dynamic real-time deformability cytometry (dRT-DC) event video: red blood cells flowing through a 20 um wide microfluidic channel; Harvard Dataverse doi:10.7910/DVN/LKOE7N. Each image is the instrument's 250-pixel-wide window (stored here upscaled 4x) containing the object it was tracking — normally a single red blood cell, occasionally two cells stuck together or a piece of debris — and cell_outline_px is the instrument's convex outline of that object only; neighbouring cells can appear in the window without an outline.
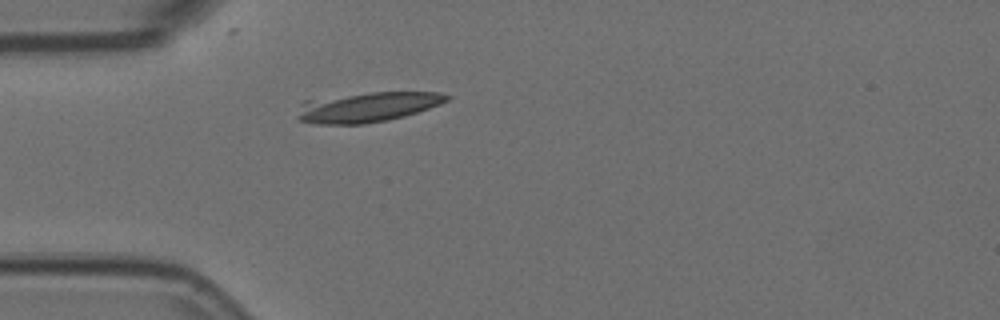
{"species": "Egyptian fruit bat (a non-hibernating species)", "species_latin": "Rousettus aegyptiacus", "temperature_condition": "room temperature", "stored_images_in_passage": 4, "camera_frame_rate_fps": 3000, "um_per_image_px": 0.085, "animal": {"sex": "female"}, "frame": {"image": 1, "passage_image": 4, "time_ms": 1.0, "image_size_px": [1000, 320], "cell_outline_px": [[452, 96], [448, 100], [440, 104], [404, 116], [388, 120], [364, 124], [316, 124], [300, 120], [296, 116], [300, 104], [304, 100], [372, 92], [440, 92]], "centroid_in_image_um": [31.21, 9.1], "position_along_channel_um": 53.8, "area_um2": 26.01}}